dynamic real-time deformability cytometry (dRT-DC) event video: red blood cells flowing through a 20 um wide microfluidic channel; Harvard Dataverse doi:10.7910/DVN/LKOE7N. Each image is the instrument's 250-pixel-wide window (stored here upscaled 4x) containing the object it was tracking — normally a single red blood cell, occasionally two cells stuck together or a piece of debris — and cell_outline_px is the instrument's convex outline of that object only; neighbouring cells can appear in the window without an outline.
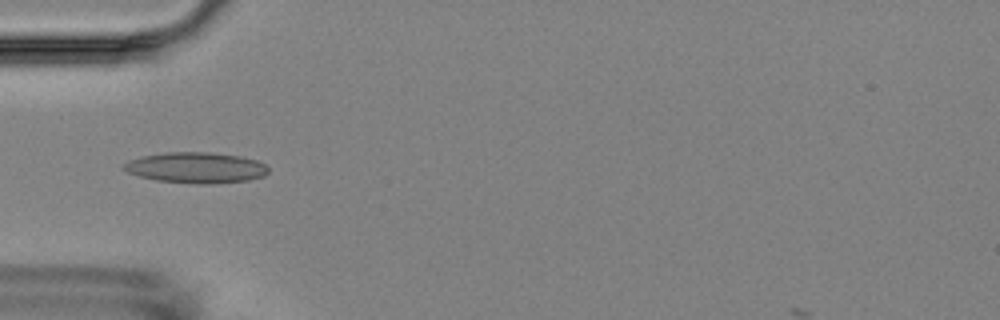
{"species": "Egyptian fruit bat (a non-hibernating species)", "species_latin": "Rousettus aegyptiacus", "temperature_condition": "room temperature", "stored_images_in_passage": 11, "camera_frame_rate_fps": 3000, "um_per_image_px": 0.085, "animal": {"sex": "female"}, "frame": {"image": 1, "passage_image": 5, "time_ms": 4.333, "image_size_px": [1000, 320], "cell_outline_px": [[268, 172], [264, 176], [248, 180], [216, 184], [196, 184], [156, 180], [140, 176], [128, 172], [120, 168], [128, 160], [144, 156], [164, 152], [208, 152], [240, 156], [256, 160], [264, 164], [268, 168]], "centroid_in_image_um": [16.66, 14.26], "position_along_channel_um": 68.3, "area_um2": 26.01}}
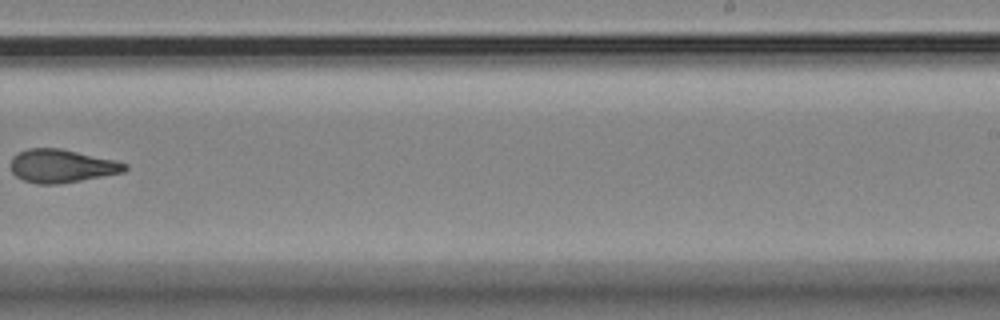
{"frame": {"image": 2, "passage_image": 10, "time_ms": 10.333, "image_size_px": [1000, 320], "cell_outline_px": [[128, 168], [124, 172], [60, 184], [36, 184], [24, 180], [16, 176], [12, 172], [12, 156], [16, 152], [28, 148], [60, 148], [116, 160], [128, 164]], "centroid_in_image_um": [5.25, 14.1], "position_along_channel_um": 283.8, "area_um2": 22.2}}
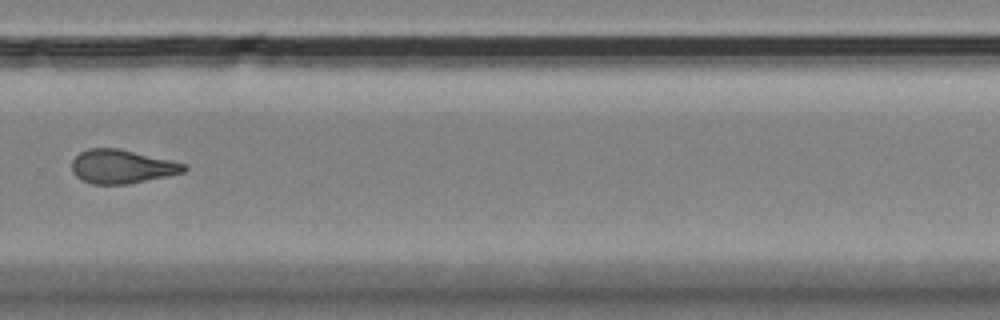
{"frame": {"image": 3, "passage_image": 11, "time_ms": 11.333, "image_size_px": [1000, 320], "cell_outline_px": [[188, 168], [184, 172], [168, 176], [128, 184], [92, 184], [80, 180], [72, 172], [72, 160], [80, 152], [88, 148], [120, 148], [184, 164]], "centroid_in_image_um": [10.31, 14.16], "position_along_channel_um": 319.5, "area_um2": 22.02}}